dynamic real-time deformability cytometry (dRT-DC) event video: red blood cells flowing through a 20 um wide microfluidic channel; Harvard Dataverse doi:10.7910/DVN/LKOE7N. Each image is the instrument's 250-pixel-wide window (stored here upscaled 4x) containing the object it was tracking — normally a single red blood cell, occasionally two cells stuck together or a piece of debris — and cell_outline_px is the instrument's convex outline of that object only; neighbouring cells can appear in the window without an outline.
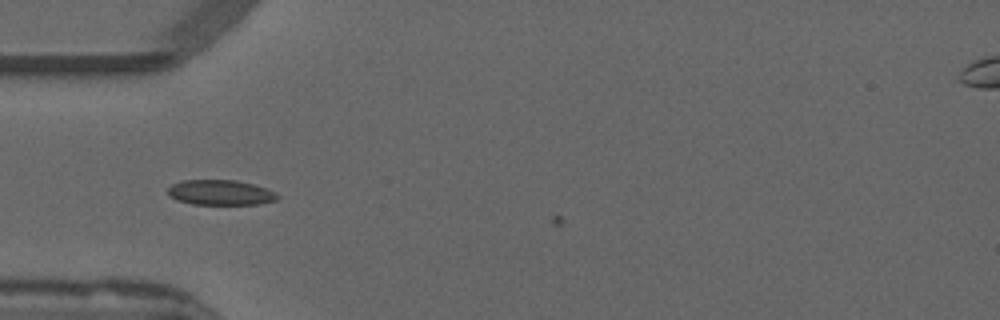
{"species": "common noctule bat (a hibernating species)", "species_latin": "Nyctalus noctula", "temperature_condition": "warm", "stored_images_in_passage": 3, "camera_frame_rate_fps": 3000, "um_per_image_px": 0.085, "animal": {"sex": "male", "forearm_length_mm": 52.5}, "frame": {"image": 1, "passage_image": 1, "time_ms": 0.0, "image_size_px": [1000, 320], "cell_outline_px": [[280, 196], [276, 200], [260, 204], [192, 204], [176, 200], [168, 196], [168, 188], [172, 184], [184, 180], [236, 180], [252, 184], [276, 192]], "centroid_in_image_um": [18.72, 16.37], "position_along_channel_um": 66.3, "area_um2": 16.07}}